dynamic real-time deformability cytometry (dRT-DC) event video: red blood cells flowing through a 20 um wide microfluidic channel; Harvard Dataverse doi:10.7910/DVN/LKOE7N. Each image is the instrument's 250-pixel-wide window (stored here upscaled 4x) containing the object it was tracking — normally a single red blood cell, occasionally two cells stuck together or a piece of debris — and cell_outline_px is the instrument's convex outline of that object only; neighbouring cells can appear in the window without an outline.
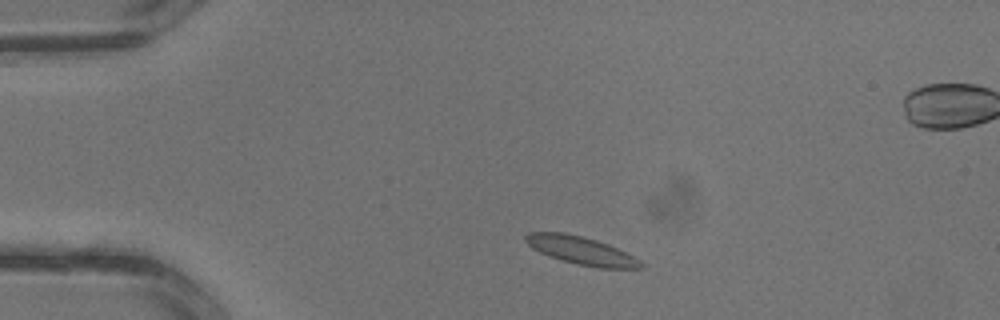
{"species": "common noctule bat (a hibernating species)", "species_latin": "Nyctalus noctula", "temperature_condition": "warm", "stored_images_in_passage": 2, "camera_frame_rate_fps": 3000, "um_per_image_px": 0.085, "animal": {"sex": "male", "body_mass_g": 13.3}, "frame": {"image": 1, "passage_image": 1, "time_ms": 0.0, "image_size_px": [1000, 320], "cell_outline_px": [[644, 268], [600, 268], [576, 264], [540, 252], [532, 248], [524, 240], [524, 236], [528, 232], [564, 232], [584, 236], [608, 244], [640, 260], [644, 264]], "centroid_in_image_um": [49.39, 21.28], "position_along_channel_um": 35.6, "area_um2": 18.61}}